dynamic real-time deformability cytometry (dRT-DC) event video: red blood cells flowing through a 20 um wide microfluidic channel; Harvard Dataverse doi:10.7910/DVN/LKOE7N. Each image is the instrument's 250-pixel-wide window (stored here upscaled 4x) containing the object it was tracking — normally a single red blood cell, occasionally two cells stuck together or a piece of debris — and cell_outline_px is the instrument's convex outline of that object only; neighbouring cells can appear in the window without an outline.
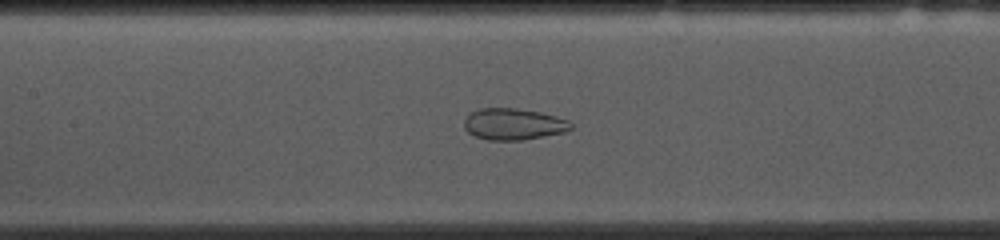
{"species": "common noctule bat (a hibernating species)", "species_latin": "Nyctalus noctula", "temperature_condition": "cold", "stored_images_in_passage": 53, "camera_frame_rate_fps": 3000, "um_per_image_px": 0.085, "animal": {"sex": "female", "body_mass_g": 10.0, "forearm_length_mm": 53.1}, "frame": {"image": 1, "passage_image": 23, "time_ms": 7.333, "image_size_px": [1000, 240], "cell_outline_px": [[572, 128], [568, 132], [520, 140], [488, 140], [476, 136], [468, 132], [464, 128], [464, 120], [472, 112], [480, 108], [516, 108], [540, 112], [556, 116], [568, 120], [572, 124]], "centroid_in_image_um": [43.67, 10.55], "position_along_channel_um": 163.7, "area_um2": 19.59}}
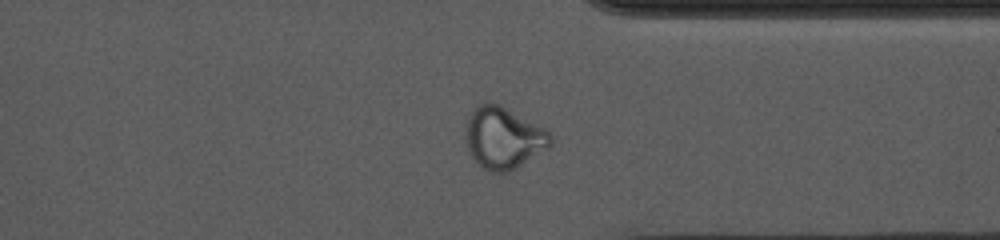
{"frame": {"image": 2, "passage_image": 40, "time_ms": 13.0, "image_size_px": [1000, 240], "cell_outline_px": [[552, 144], [548, 148], [516, 168], [508, 172], [492, 172], [484, 168], [468, 152], [464, 140], [464, 124], [468, 116], [476, 104], [488, 100], [500, 104], [544, 128], [552, 136]], "centroid_in_image_um": [42.74, 11.68], "position_along_channel_um": 368.7, "area_um2": 30.98}}
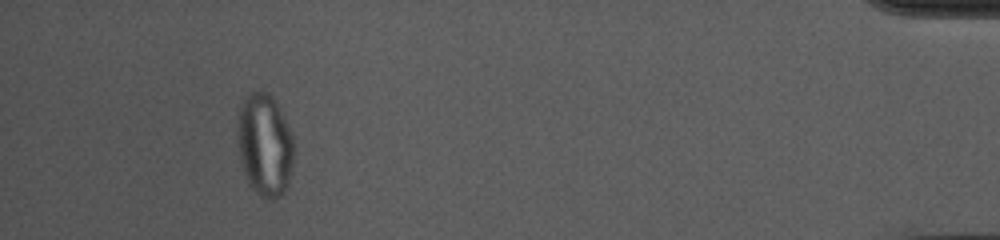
{"frame": {"image": 3, "passage_image": 49, "time_ms": 16.0, "image_size_px": [1000, 240], "cell_outline_px": [[292, 164], [288, 188], [276, 200], [268, 200], [260, 196], [248, 184], [240, 160], [236, 136], [236, 120], [240, 104], [252, 92], [268, 92], [276, 100], [292, 132]], "centroid_in_image_um": [22.48, 12.33], "position_along_channel_um": 412.7, "area_um2": 34.28}}